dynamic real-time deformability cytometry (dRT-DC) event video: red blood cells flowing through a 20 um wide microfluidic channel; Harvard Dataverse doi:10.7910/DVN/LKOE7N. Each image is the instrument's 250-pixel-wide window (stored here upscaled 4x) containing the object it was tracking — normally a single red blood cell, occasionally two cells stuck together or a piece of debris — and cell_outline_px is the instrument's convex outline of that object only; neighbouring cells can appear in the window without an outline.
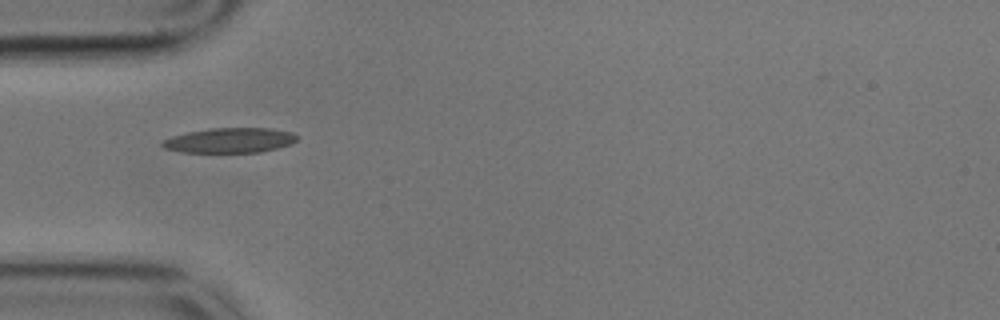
{"species": "common noctule bat (a hibernating species)", "species_latin": "Nyctalus noctula", "temperature_condition": "cold", "stored_images_in_passage": 41, "camera_frame_rate_fps": 3000, "um_per_image_px": 0.085, "animal": {"sex": "male", "body_mass_g": 17.9}, "frame": {"image": 1, "passage_image": 1, "time_ms": 0.0, "image_size_px": [1000, 320], "cell_outline_px": [[300, 136], [292, 144], [260, 152], [180, 152], [164, 148], [160, 144], [160, 140], [172, 136], [188, 132], [212, 128], [272, 128], [292, 132]], "centroid_in_image_um": [19.53, 11.92], "position_along_channel_um": 65.5, "area_um2": 19.71}}
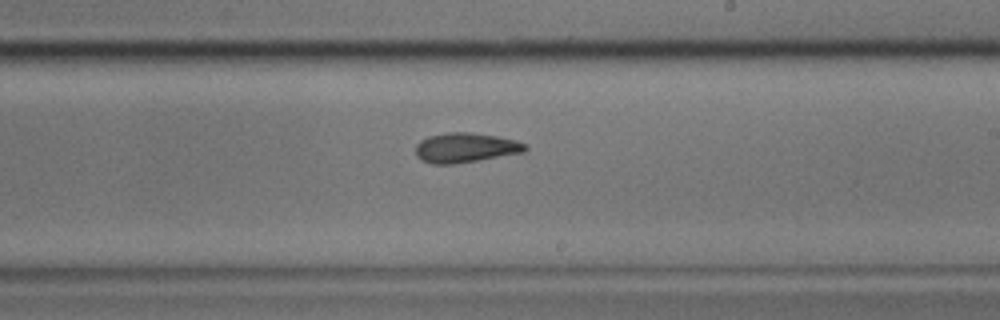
{"frame": {"image": 2, "passage_image": 17, "time_ms": 5.333, "image_size_px": [1000, 320], "cell_outline_px": [[528, 148], [524, 152], [452, 164], [432, 164], [420, 160], [416, 156], [416, 144], [420, 140], [428, 136], [448, 132], [472, 132], [496, 136], [516, 140], [528, 144]], "centroid_in_image_um": [39.55, 12.54], "position_along_channel_um": 249.5, "area_um2": 19.02}}
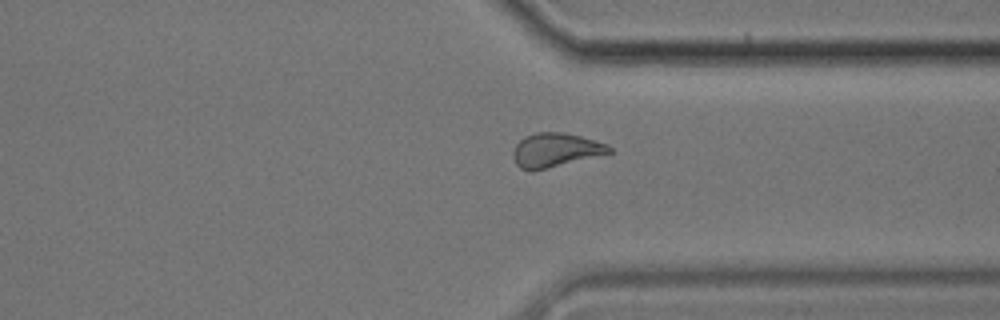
{"frame": {"image": 3, "passage_image": 27, "time_ms": 8.667, "image_size_px": [1000, 320], "cell_outline_px": [[612, 152], [532, 172], [520, 168], [516, 164], [512, 156], [512, 152], [516, 144], [524, 136], [536, 132], [564, 132], [596, 140], [608, 144], [612, 148]], "centroid_in_image_um": [47.18, 12.75], "position_along_channel_um": 364.2, "area_um2": 19.13}, "authors_computed_cell_mechanics": {"area_um2": 19.2474, "velocity_mm_per_s": 3.4472, "shape_relaxation_time_tau1_ms": 4.1476, "shape_relaxation_time_tau2_ms": 10.1106, "deformation_change_tau1": 0.1326, "deformation_change_tau2": 0.206}}